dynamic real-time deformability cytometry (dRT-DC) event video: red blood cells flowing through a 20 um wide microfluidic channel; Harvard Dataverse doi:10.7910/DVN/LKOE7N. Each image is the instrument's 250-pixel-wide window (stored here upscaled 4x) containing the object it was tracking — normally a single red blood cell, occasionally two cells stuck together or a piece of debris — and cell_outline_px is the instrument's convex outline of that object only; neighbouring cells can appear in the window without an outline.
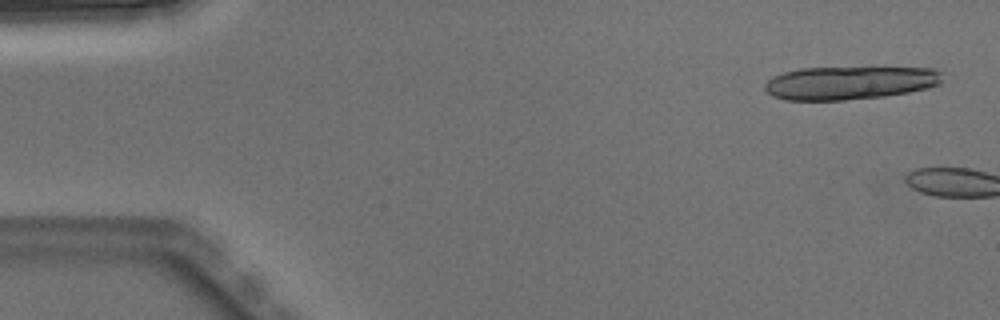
{"species": "Egyptian fruit bat (a non-hibernating species)", "species_latin": "Rousettus aegyptiacus", "temperature_condition": "warm", "stored_images_in_passage": 2, "camera_frame_rate_fps": 3000, "um_per_image_px": 0.085, "animal": {"sex": "male"}, "frame": {"image": 1, "passage_image": 1, "time_ms": 0.0, "image_size_px": [1000, 320], "cell_outline_px": [[940, 84], [928, 88], [908, 92], [884, 96], [844, 100], [784, 100], [772, 96], [764, 88], [764, 84], [772, 76], [784, 72], [800, 68], [932, 68], [940, 72]], "centroid_in_image_um": [72.17, 7.05], "position_along_channel_um": 12.8, "area_um2": 34.22}}